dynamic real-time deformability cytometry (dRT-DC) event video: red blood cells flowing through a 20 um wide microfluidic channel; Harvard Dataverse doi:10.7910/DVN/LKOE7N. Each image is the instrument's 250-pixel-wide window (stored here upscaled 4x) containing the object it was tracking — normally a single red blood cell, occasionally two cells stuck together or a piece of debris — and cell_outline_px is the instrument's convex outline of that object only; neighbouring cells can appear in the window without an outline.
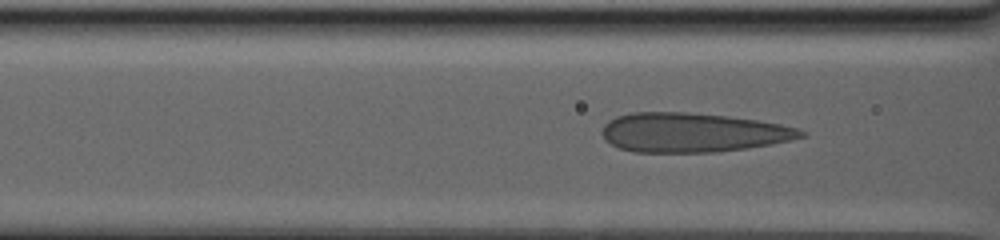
{"species": "human", "species_latin": "Homo sapiens", "temperature_condition": "warm", "stored_images_in_passage": 51, "camera_frame_rate_fps": 3000, "um_per_image_px": 0.085, "donor": {"sex": "male"}, "frame": {"image": 1, "passage_image": 15, "time_ms": 11.667, "image_size_px": [1000, 240], "cell_outline_px": [[808, 136], [792, 140], [772, 144], [744, 148], [712, 152], [636, 152], [620, 148], [604, 140], [600, 132], [604, 124], [608, 120], [616, 116], [628, 112], [688, 112], [728, 116], [756, 120], [780, 124], [796, 128], [808, 132]], "centroid_in_image_um": [58.85, 11.25], "position_along_channel_um": 107.7, "area_um2": 45.78}}
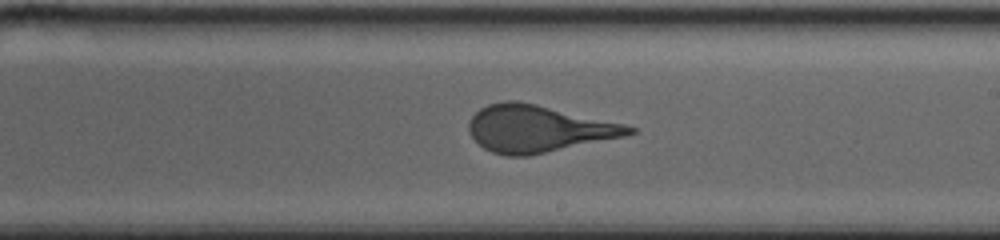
{"frame": {"image": 2, "passage_image": 28, "time_ms": 17.0, "image_size_px": [1000, 240], "cell_outline_px": [[636, 132], [624, 136], [528, 156], [504, 156], [492, 152], [484, 148], [472, 136], [468, 128], [468, 124], [472, 116], [480, 108], [488, 104], [504, 100], [516, 100], [536, 104], [624, 124], [636, 128]], "centroid_in_image_um": [45.7, 10.94], "position_along_channel_um": 243.3, "area_um2": 43.41}}
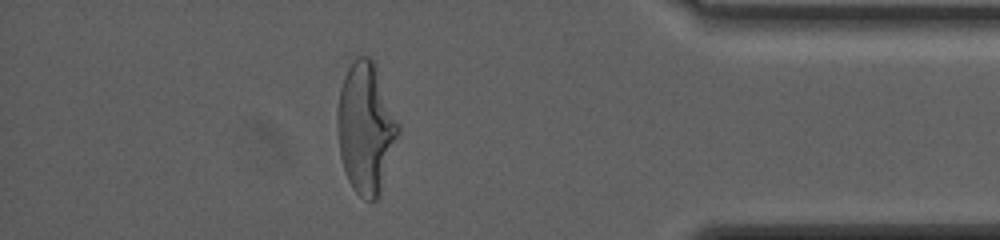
{"frame": {"image": 3, "passage_image": 47, "time_ms": 24.333, "image_size_px": [1000, 240], "cell_outline_px": [[400, 132], [380, 196], [376, 200], [364, 200], [352, 188], [348, 180], [340, 156], [336, 124], [336, 112], [340, 88], [344, 76], [348, 68], [356, 56], [368, 56], [376, 64], [400, 124]], "centroid_in_image_um": [31.1, 10.88], "position_along_channel_um": 404.1, "area_um2": 47.11}}